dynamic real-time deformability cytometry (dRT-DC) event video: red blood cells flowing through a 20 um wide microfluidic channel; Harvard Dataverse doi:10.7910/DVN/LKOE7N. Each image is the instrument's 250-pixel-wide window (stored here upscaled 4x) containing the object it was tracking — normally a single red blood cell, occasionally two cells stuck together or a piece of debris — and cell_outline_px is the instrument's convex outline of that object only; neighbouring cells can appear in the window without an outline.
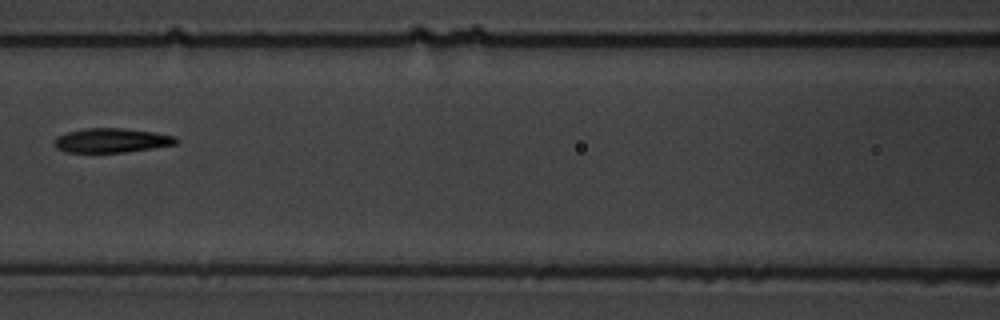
{"species": "common noctule bat (a hibernating species)", "species_latin": "Nyctalus noctula", "temperature_condition": "warm", "stored_images_in_passage": 11, "camera_frame_rate_fps": 3000, "um_per_image_px": 0.085, "animal": {"sex": "male", "body_mass_g": 19.5, "forearm_length_mm": 54.6}, "frame": {"image": 1, "passage_image": 7, "time_ms": 8.0, "image_size_px": [1000, 320], "cell_outline_px": [[180, 140], [176, 144], [152, 148], [124, 152], [64, 152], [56, 148], [56, 136], [68, 132], [84, 128], [124, 128], [152, 132], [176, 136]], "centroid_in_image_um": [9.5, 11.93], "position_along_channel_um": 157.1, "area_um2": 17.17}}
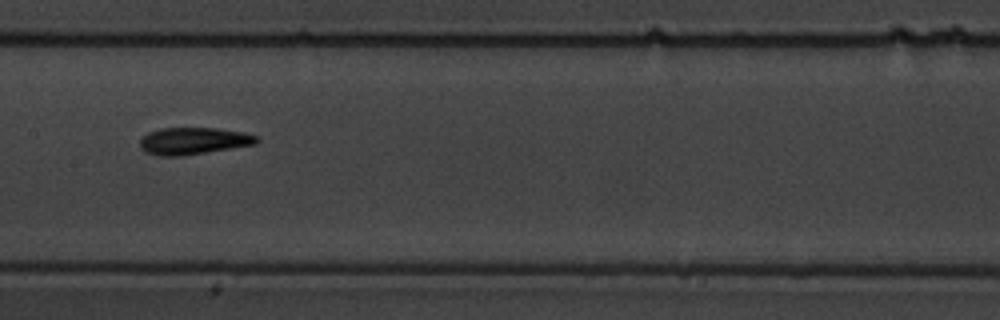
{"frame": {"image": 2, "passage_image": 8, "time_ms": 9.0, "image_size_px": [1000, 320], "cell_outline_px": [[260, 140], [256, 144], [180, 156], [160, 156], [144, 152], [140, 148], [140, 140], [148, 132], [160, 128], [216, 128], [244, 132], [256, 136]], "centroid_in_image_um": [16.42, 11.97], "position_along_channel_um": 191.0, "area_um2": 18.32}}
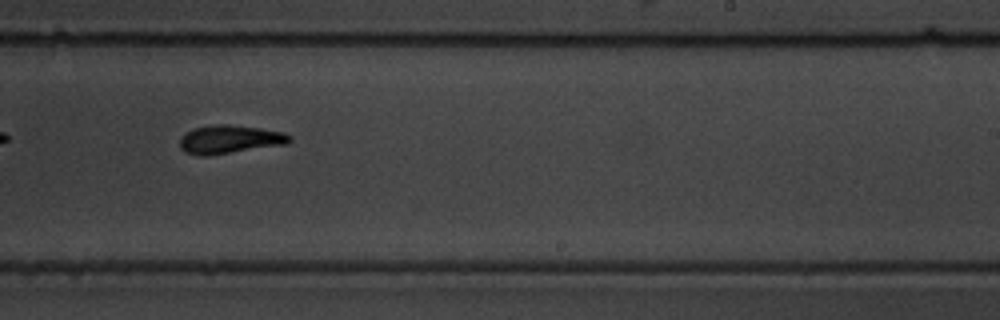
{"frame": {"image": 3, "passage_image": 10, "time_ms": 11.333, "image_size_px": [1000, 320], "cell_outline_px": [[292, 140], [288, 144], [208, 156], [200, 156], [184, 152], [180, 148], [180, 136], [184, 132], [192, 128], [216, 124], [228, 124], [260, 128], [284, 132], [292, 136]], "centroid_in_image_um": [19.51, 11.85], "position_along_channel_um": 269.5, "area_um2": 18.55}}